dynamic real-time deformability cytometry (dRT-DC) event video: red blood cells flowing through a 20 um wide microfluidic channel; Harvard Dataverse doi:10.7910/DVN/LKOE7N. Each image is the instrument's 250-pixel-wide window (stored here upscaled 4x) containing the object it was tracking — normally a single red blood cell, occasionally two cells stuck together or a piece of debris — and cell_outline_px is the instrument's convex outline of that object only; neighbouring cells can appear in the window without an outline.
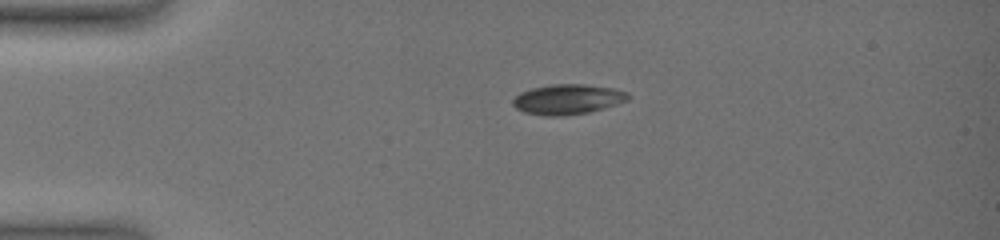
{"species": "common noctule bat (a hibernating species)", "species_latin": "Nyctalus noctula", "temperature_condition": "warm", "stored_images_in_passage": 3, "camera_frame_rate_fps": 3000, "um_per_image_px": 0.085, "animal": {"sex": "female", "body_mass_g": 19.0, "forearm_length_mm": 51.5}, "frame": {"image": 1, "passage_image": 1, "time_ms": 0.0, "image_size_px": [1000, 240], "cell_outline_px": [[632, 96], [628, 100], [616, 104], [588, 112], [564, 116], [544, 116], [524, 112], [516, 108], [512, 104], [512, 100], [520, 92], [532, 88], [552, 84], [584, 84], [616, 88], [628, 92]], "centroid_in_image_um": [48.27, 8.43], "position_along_channel_um": 36.7, "area_um2": 20.35}}
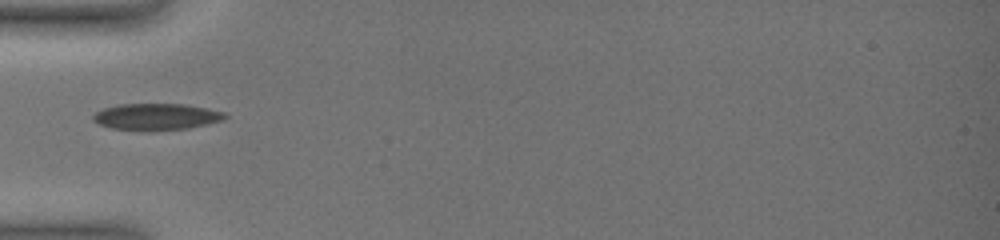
{"frame": {"image": 2, "passage_image": 3, "time_ms": 2.0, "image_size_px": [1000, 240], "cell_outline_px": [[228, 116], [220, 120], [208, 124], [188, 128], [148, 132], [112, 128], [100, 124], [92, 120], [92, 116], [96, 112], [104, 108], [116, 104], [184, 104], [208, 108], [224, 112]], "centroid_in_image_um": [13.27, 9.93], "position_along_channel_um": 71.7, "area_um2": 20.63}}